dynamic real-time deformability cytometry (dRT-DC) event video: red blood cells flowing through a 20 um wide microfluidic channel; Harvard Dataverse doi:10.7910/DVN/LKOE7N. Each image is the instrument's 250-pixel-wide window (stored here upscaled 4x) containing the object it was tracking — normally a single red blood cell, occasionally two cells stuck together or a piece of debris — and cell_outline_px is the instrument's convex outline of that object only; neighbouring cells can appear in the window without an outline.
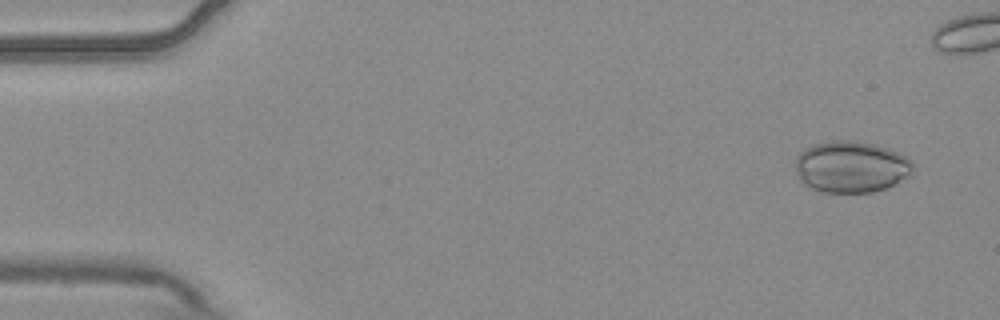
{"species": "common noctule bat (a hibernating species)", "species_latin": "Nyctalus noctula", "temperature_condition": "warm", "stored_images_in_passage": 4, "camera_frame_rate_fps": 3000, "um_per_image_px": 0.085, "animal": {"sex": "male", "body_mass_g": 20.4}, "frame": {"image": 1, "passage_image": 1, "time_ms": 0.0, "image_size_px": [1000, 320], "cell_outline_px": [[912, 176], [884, 188], [872, 192], [824, 192], [812, 188], [804, 184], [800, 180], [796, 172], [796, 156], [804, 148], [816, 144], [832, 140], [852, 140], [872, 144], [888, 148], [900, 152], [908, 156], [912, 160]], "centroid_in_image_um": [72.37, 14.17], "position_along_channel_um": 12.6, "area_um2": 35.49}}